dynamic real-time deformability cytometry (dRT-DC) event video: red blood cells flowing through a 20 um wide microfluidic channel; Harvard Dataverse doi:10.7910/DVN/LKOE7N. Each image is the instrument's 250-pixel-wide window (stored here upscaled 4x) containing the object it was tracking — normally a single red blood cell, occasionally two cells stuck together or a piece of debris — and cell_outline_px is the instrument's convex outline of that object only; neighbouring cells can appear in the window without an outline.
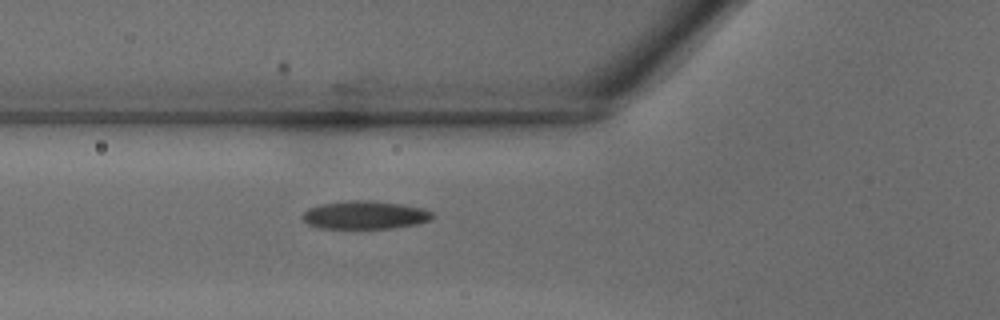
{"species": "common noctule bat (a hibernating species)", "species_latin": "Nyctalus noctula", "temperature_condition": "warm", "stored_images_in_passage": 27, "camera_frame_rate_fps": 3000, "um_per_image_px": 0.085, "animal": {"sex": "male", "body_mass_g": 18.8}, "frame": {"image": 1, "passage_image": 2, "time_ms": 0.333, "image_size_px": [1000, 320], "cell_outline_px": [[436, 216], [428, 220], [416, 224], [392, 228], [320, 228], [308, 224], [304, 220], [304, 212], [308, 208], [320, 204], [356, 200], [372, 200], [400, 204], [424, 208], [432, 212]], "centroid_in_image_um": [31.05, 18.27], "position_along_channel_um": 94.8, "area_um2": 21.15}}
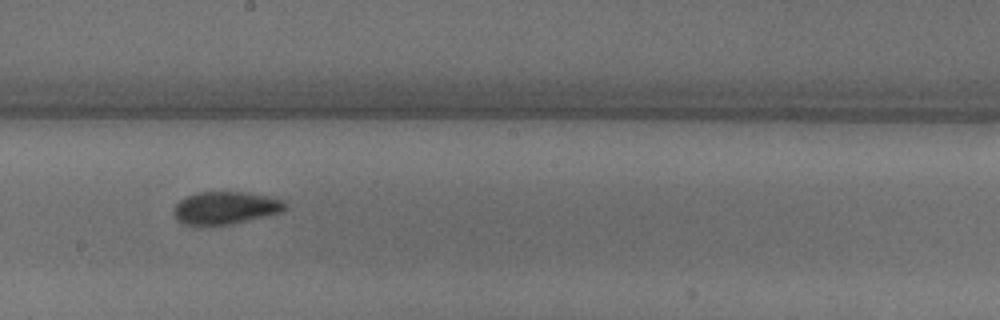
{"frame": {"image": 2, "passage_image": 10, "time_ms": 3.0, "image_size_px": [1000, 320], "cell_outline_px": [[288, 208], [280, 212], [232, 224], [208, 228], [196, 228], [180, 224], [176, 220], [172, 212], [176, 204], [180, 200], [188, 196], [200, 192], [240, 192], [268, 196], [284, 200], [288, 204]], "centroid_in_image_um": [19.09, 17.73], "position_along_channel_um": 229.1, "area_um2": 21.91}}
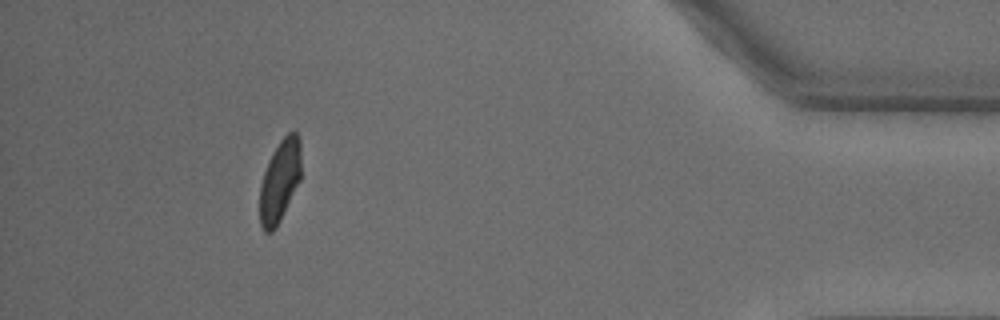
{"frame": {"image": 3, "passage_image": 24, "time_ms": 7.667, "image_size_px": [1000, 320], "cell_outline_px": [[300, 180], [276, 228], [272, 232], [264, 232], [260, 224], [260, 184], [264, 172], [280, 140], [288, 132], [296, 132], [300, 140]], "centroid_in_image_um": [23.78, 15.41], "position_along_channel_um": 411.4, "area_um2": 19.42}}